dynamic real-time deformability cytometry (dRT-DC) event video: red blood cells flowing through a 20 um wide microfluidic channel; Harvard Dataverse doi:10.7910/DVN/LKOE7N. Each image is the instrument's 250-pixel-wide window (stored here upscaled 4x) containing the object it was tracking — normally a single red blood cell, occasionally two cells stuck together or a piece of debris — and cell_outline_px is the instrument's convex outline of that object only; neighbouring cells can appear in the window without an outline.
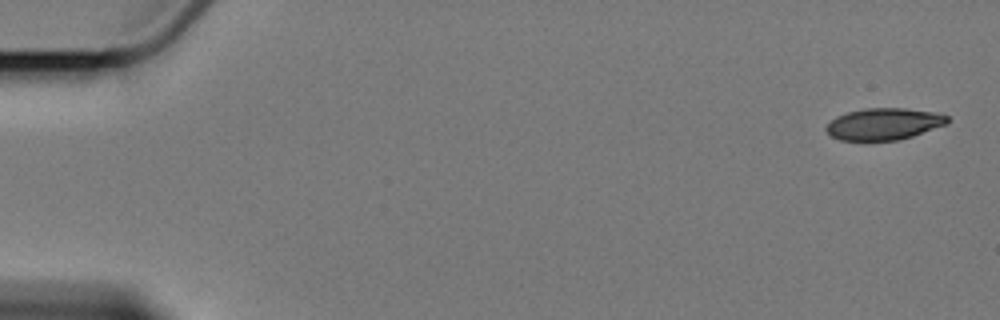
{"species": "Egyptian fruit bat (a non-hibernating species)", "species_latin": "Rousettus aegyptiacus", "temperature_condition": "cold", "stored_images_in_passage": 4, "camera_frame_rate_fps": 3000, "um_per_image_px": 0.085, "animal": {"sex": "female"}, "frame": {"image": 1, "passage_image": 1, "time_ms": 0.0, "image_size_px": [1000, 320], "cell_outline_px": [[948, 124], [900, 140], [864, 144], [840, 140], [832, 136], [824, 128], [836, 116], [848, 112], [864, 108], [904, 108], [936, 112], [948, 116]], "centroid_in_image_um": [75.1, 10.59], "position_along_channel_um": 9.9, "area_um2": 23.24}}